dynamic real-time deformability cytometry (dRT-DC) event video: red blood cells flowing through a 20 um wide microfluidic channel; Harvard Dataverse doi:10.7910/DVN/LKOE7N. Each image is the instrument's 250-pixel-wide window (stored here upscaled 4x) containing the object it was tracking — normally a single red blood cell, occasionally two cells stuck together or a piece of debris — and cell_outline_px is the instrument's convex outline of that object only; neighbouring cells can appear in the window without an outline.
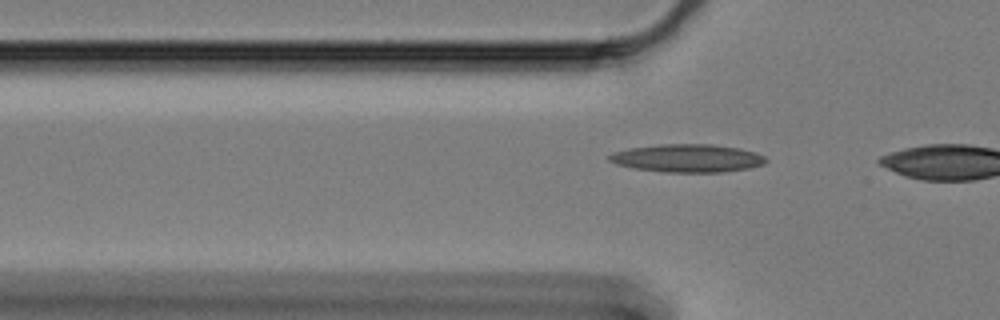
{"species": "Egyptian fruit bat (a non-hibernating species)", "species_latin": "Rousettus aegyptiacus", "temperature_condition": "cold", "stored_images_in_passage": 8, "camera_frame_rate_fps": 3000, "um_per_image_px": 0.085, "animal": {"sex": "female"}, "frame": {"image": 1, "passage_image": 7, "time_ms": 2.0, "image_size_px": [1000, 320], "cell_outline_px": [[768, 160], [764, 164], [748, 168], [720, 172], [664, 172], [636, 168], [616, 164], [608, 160], [608, 156], [612, 152], [628, 148], [660, 144], [712, 144], [740, 148], [756, 152], [764, 156]], "centroid_in_image_um": [58.43, 13.44], "position_along_channel_um": 67.4, "area_um2": 25.61}}